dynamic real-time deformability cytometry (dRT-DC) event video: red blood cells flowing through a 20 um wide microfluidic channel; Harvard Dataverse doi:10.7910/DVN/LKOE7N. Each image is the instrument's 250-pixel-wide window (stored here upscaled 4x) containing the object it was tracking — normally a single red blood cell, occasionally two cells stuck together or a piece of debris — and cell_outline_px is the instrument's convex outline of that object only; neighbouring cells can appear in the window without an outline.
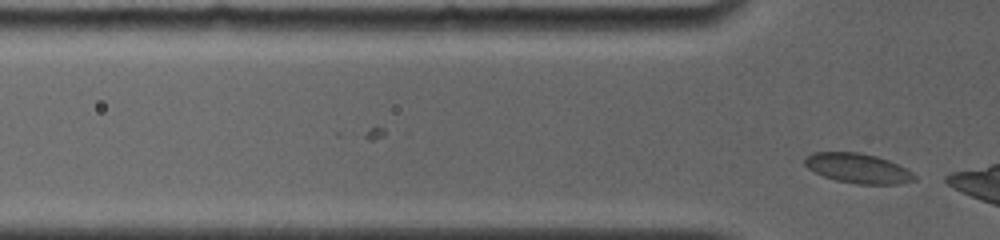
{"species": "common noctule bat (a hibernating species)", "species_latin": "Nyctalus noctula", "temperature_condition": "room temperature", "stored_images_in_passage": 14, "camera_frame_rate_fps": 4000, "um_per_image_px": 0.085, "animal": {"sex": "female", "body_mass_g": 19.0, "forearm_length_mm": 56.7}, "frame": {"image": 1, "passage_image": 14, "time_ms": 3.25, "image_size_px": [1000, 240], "cell_outline_px": [[916, 180], [896, 184], [856, 184], [836, 180], [824, 176], [808, 168], [804, 164], [804, 160], [812, 152], [860, 152], [876, 156], [888, 160], [912, 172], [916, 176]], "centroid_in_image_um": [72.92, 14.3], "position_along_channel_um": 52.9, "area_um2": 18.84}}